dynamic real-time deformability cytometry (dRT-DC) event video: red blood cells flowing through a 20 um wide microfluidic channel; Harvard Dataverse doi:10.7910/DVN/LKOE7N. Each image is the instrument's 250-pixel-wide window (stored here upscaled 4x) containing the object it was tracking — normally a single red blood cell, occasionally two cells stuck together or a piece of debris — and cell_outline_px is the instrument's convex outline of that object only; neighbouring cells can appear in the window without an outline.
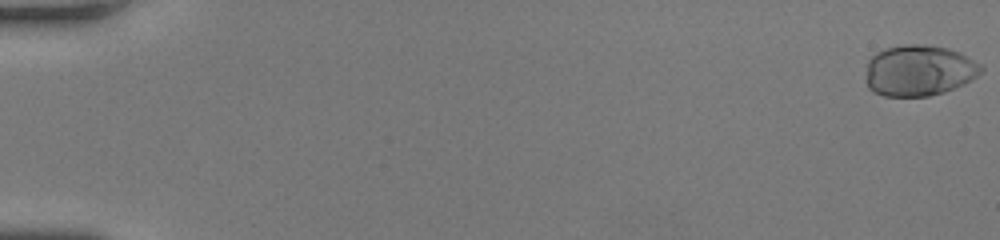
{"species": "human", "species_latin": "Homo sapiens", "temperature_condition": "room temperature", "stored_images_in_passage": 58, "segment_of_instrument_passage": [1, 2], "camera_frame_rate_fps": 3000, "um_per_image_px": 0.085, "donor": {"sex": "female"}, "frame": {"image": 1, "passage_image": 1, "time_ms": 0.0, "image_size_px": [1000, 240], "cell_outline_px": [[984, 68], [976, 76], [964, 84], [944, 92], [928, 96], [884, 96], [872, 92], [868, 88], [868, 60], [876, 52], [884, 48], [904, 44], [920, 44], [948, 48], [960, 52], [980, 64]], "centroid_in_image_um": [78.11, 5.99], "position_along_channel_um": 6.9, "area_um2": 34.16}}
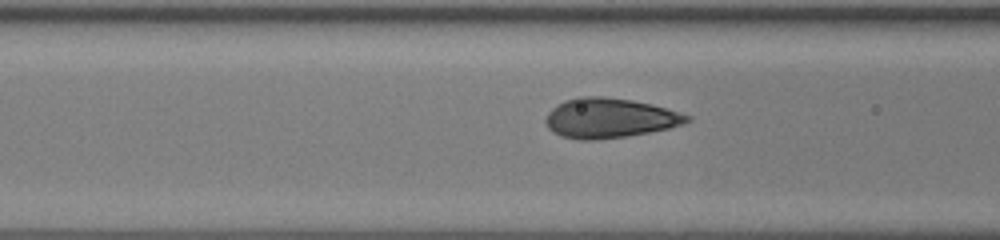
{"frame": {"image": 2, "passage_image": 25, "time_ms": 8.0, "image_size_px": [1000, 240], "cell_outline_px": [[692, 120], [668, 128], [648, 132], [624, 136], [596, 140], [576, 140], [560, 136], [552, 132], [544, 124], [544, 120], [548, 112], [552, 108], [564, 100], [576, 96], [604, 96], [632, 100], [652, 104], [692, 116]], "centroid_in_image_um": [51.75, 10.03], "position_along_channel_um": 114.9, "area_um2": 32.95}}
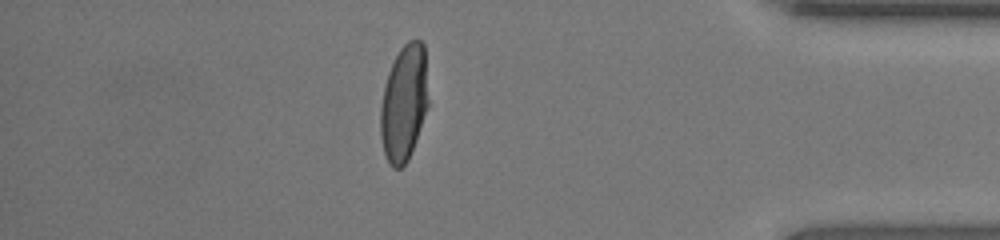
{"frame": {"image": 3, "passage_image": 50, "time_ms": 16.333, "image_size_px": [1000, 240], "cell_outline_px": [[428, 104], [408, 160], [400, 168], [392, 168], [384, 152], [380, 136], [380, 108], [384, 84], [388, 72], [400, 48], [408, 40], [420, 40], [424, 44], [428, 100]], "centroid_in_image_um": [34.31, 8.73], "position_along_channel_um": 400.9, "area_um2": 32.14}}